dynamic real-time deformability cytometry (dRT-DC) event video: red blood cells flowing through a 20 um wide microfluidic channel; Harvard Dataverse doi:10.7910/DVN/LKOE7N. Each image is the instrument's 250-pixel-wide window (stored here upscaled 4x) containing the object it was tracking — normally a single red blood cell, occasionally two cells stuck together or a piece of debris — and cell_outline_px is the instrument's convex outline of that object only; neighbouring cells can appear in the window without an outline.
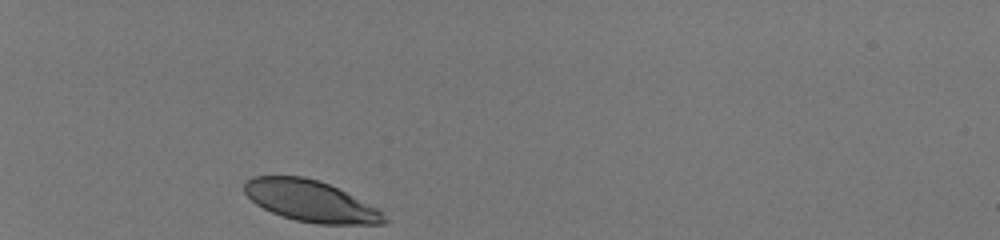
{"species": "human", "species_latin": "Homo sapiens", "temperature_condition": "room temperature", "stored_images_in_passage": 30, "camera_frame_rate_fps": 3000, "um_per_image_px": 0.085, "donor": {"sex": "male"}, "frame": {"image": 1, "passage_image": 1, "time_ms": 0.0, "image_size_px": [1000, 240], "cell_outline_px": [[392, 220], [384, 224], [316, 224], [296, 220], [272, 212], [256, 204], [244, 192], [244, 184], [252, 176], [304, 176], [328, 184], [380, 208]], "centroid_in_image_um": [26.48, 17.11], "position_along_channel_um": 58.5, "area_um2": 33.7}}
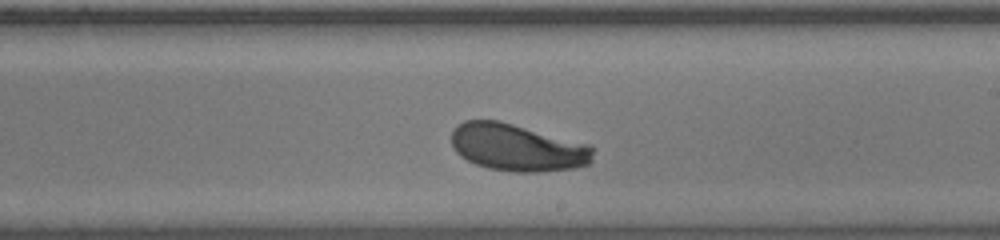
{"frame": {"image": 2, "passage_image": 18, "time_ms": 5.667, "image_size_px": [1000, 240], "cell_outline_px": [[596, 148], [592, 164], [576, 168], [540, 172], [512, 172], [488, 168], [476, 164], [460, 156], [456, 152], [452, 144], [452, 128], [456, 124], [464, 120], [500, 120], [588, 144]], "centroid_in_image_um": [44.0, 12.54], "position_along_channel_um": 245.0, "area_um2": 39.54}}
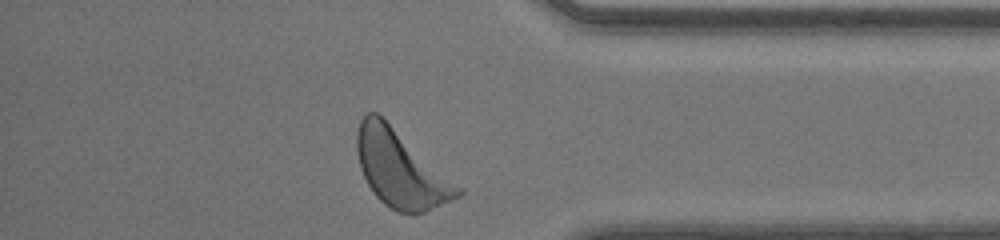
{"frame": {"image": 3, "passage_image": 30, "time_ms": 9.667, "image_size_px": [1000, 240], "cell_outline_px": [[464, 192], [460, 196], [424, 212], [412, 216], [396, 212], [384, 204], [376, 196], [368, 184], [360, 168], [356, 152], [356, 132], [360, 120], [368, 112], [376, 112], [464, 188]], "centroid_in_image_um": [34.06, 14.4], "position_along_channel_um": 401.1, "area_um2": 45.14}, "authors_computed_cell_mechanics": {"area_um2": 38.8994, "velocity_mm_per_s": 4.0656, "shape_relaxation_time_tau1_ms": 3.075, "shape_relaxation_time_tau2_ms": null, "deformation_change_tau1": 0.1548, "deformation_change_tau2": null}}